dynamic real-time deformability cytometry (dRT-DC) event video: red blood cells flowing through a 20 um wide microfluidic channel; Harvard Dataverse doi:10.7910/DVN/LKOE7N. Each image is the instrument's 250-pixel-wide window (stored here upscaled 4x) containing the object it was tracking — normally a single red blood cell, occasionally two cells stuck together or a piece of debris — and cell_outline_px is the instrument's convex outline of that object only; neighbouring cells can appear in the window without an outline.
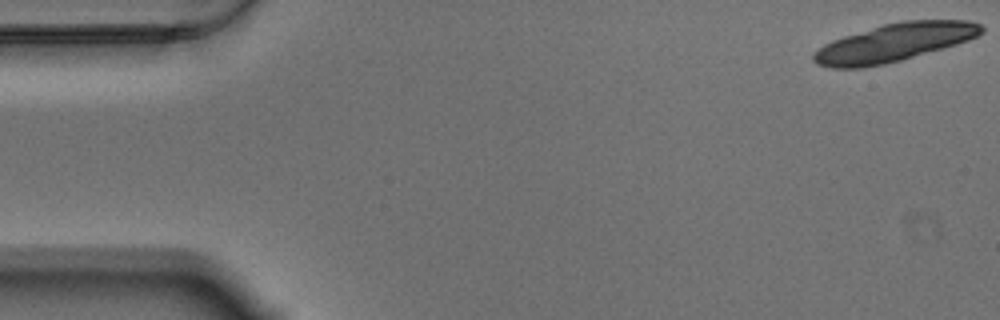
{"species": "Egyptian fruit bat (a non-hibernating species)", "species_latin": "Rousettus aegyptiacus", "temperature_condition": "warm", "stored_images_in_passage": 19, "camera_frame_rate_fps": 3000, "um_per_image_px": 0.085, "animal": {"sex": "male"}, "frame": {"image": 1, "passage_image": 1, "time_ms": 0.0, "image_size_px": [1000, 320], "cell_outline_px": [[984, 32], [968, 40], [956, 44], [900, 60], [884, 64], [860, 68], [832, 68], [816, 64], [812, 60], [812, 52], [824, 44], [832, 40], [844, 36], [884, 24], [904, 20], [968, 20], [980, 24], [984, 28]], "centroid_in_image_um": [75.98, 3.62], "position_along_channel_um": 9.0, "area_um2": 36.99}}